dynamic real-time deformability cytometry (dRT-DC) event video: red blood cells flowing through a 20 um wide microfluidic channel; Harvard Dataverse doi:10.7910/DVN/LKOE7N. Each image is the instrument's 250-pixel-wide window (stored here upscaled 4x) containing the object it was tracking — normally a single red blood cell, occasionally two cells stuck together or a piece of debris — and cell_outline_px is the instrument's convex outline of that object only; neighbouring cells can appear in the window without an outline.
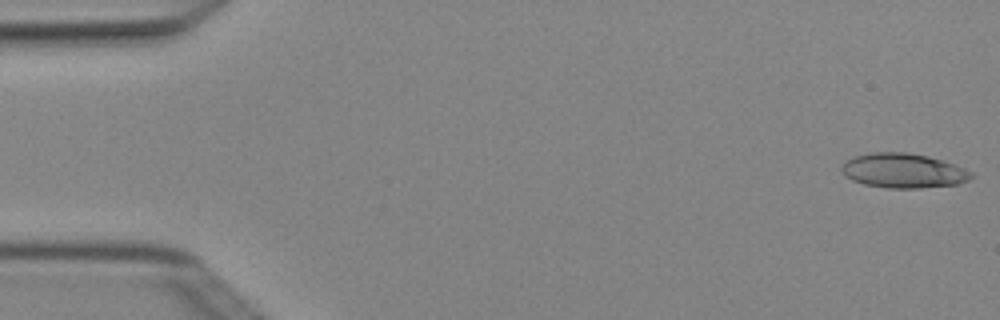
{"species": "Egyptian fruit bat (a non-hibernating species)", "species_latin": "Rousettus aegyptiacus", "temperature_condition": "cold", "stored_images_in_passage": 4, "camera_frame_rate_fps": 3000, "um_per_image_px": 0.085, "animal": {"sex": "female"}, "frame": {"image": 1, "passage_image": 1, "time_ms": 0.0, "image_size_px": [1000, 320], "cell_outline_px": [[976, 176], [968, 180], [956, 184], [920, 188], [888, 188], [864, 184], [852, 180], [844, 176], [840, 172], [840, 168], [844, 160], [852, 156], [872, 152], [908, 152], [928, 156], [944, 160], [964, 168], [972, 172]], "centroid_in_image_um": [76.74, 14.5], "position_along_channel_um": 8.3, "area_um2": 26.53}}
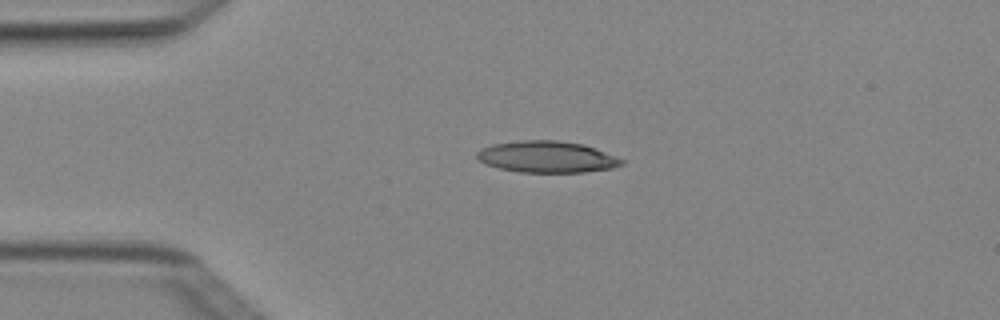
{"frame": {"image": 2, "passage_image": 3, "time_ms": 0.667, "image_size_px": [1000, 320], "cell_outline_px": [[624, 164], [612, 168], [584, 172], [520, 172], [500, 168], [484, 164], [476, 156], [476, 152], [480, 148], [492, 144], [520, 140], [556, 140], [584, 144], [596, 148], [616, 156], [624, 160]], "centroid_in_image_um": [46.48, 13.32], "position_along_channel_um": 38.5, "area_um2": 26.7}}